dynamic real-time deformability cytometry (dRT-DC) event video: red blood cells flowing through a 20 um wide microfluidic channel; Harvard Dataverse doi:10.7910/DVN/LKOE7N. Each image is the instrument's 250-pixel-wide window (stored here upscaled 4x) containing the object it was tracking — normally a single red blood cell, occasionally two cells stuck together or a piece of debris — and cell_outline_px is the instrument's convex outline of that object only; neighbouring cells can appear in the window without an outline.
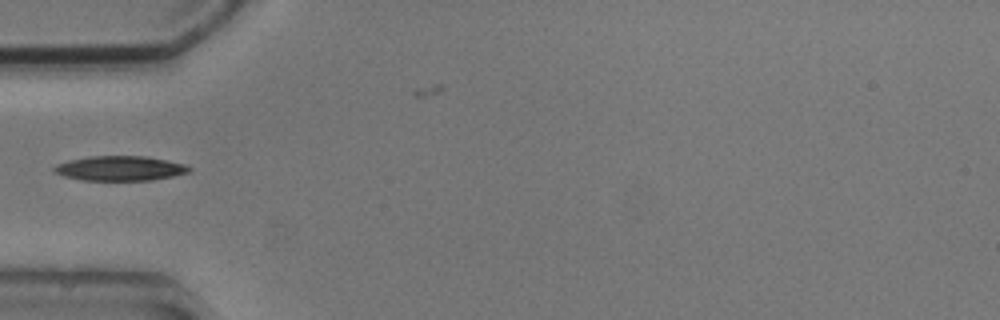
{"species": "common noctule bat (a hibernating species)", "species_latin": "Nyctalus noctula", "temperature_condition": "cold", "stored_images_in_passage": 2, "camera_frame_rate_fps": 3000, "um_per_image_px": 0.085, "animal": {"sex": "male", "body_mass_g": 20.5, "forearm_length_mm": 52.5}, "frame": {"image": 1, "passage_image": 1, "time_ms": 0.0, "image_size_px": [1000, 320], "cell_outline_px": [[192, 168], [188, 172], [172, 176], [152, 180], [80, 180], [64, 176], [52, 172], [52, 168], [56, 164], [68, 160], [88, 156], [144, 156], [184, 164]], "centroid_in_image_um": [10.12, 14.31], "position_along_channel_um": 74.9, "area_um2": 19.42}}